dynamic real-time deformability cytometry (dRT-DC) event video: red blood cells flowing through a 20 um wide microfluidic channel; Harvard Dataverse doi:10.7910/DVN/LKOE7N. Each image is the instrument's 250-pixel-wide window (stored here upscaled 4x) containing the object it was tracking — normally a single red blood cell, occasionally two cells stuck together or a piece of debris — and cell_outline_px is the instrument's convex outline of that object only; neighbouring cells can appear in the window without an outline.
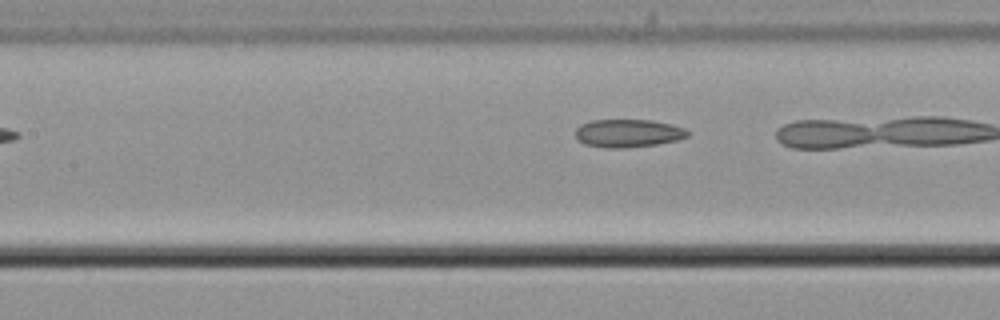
{"species": "common noctule bat (a hibernating species)", "species_latin": "Nyctalus noctula", "temperature_condition": "cold", "stored_images_in_passage": 9, "segment_of_instrument_passage": [2, 2], "camera_frame_rate_fps": 3000, "um_per_image_px": 0.085, "animal": {"sex": "male", "body_mass_g": 21.5, "forearm_length_mm": 52.0}, "frame": {"image": 1, "passage_image": 9, "time_ms": 2.667, "image_size_px": [1000, 320], "cell_outline_px": [[688, 136], [676, 140], [656, 144], [624, 148], [604, 148], [584, 144], [576, 140], [576, 128], [580, 124], [592, 120], [652, 120], [672, 124], [684, 128], [688, 132]], "centroid_in_image_um": [53.34, 11.32], "position_along_channel_um": 154.1, "area_um2": 18.38}}